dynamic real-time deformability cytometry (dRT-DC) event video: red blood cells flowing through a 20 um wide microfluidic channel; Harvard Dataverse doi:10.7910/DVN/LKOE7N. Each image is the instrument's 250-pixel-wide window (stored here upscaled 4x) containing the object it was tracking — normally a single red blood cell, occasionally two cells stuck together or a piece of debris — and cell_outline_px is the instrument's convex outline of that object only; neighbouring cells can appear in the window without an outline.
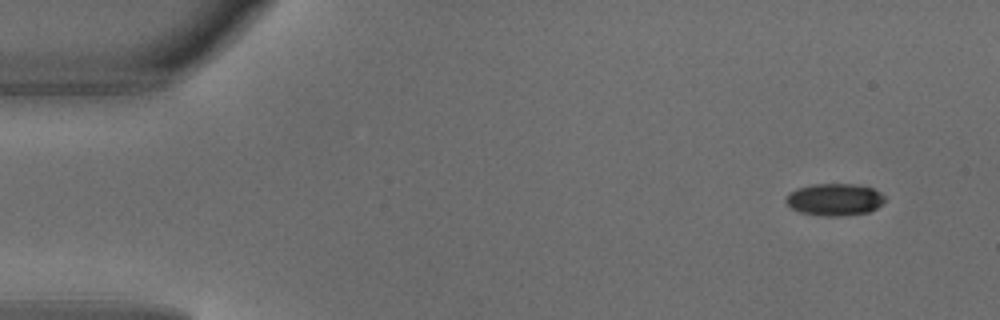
{"species": "common noctule bat (a hibernating species)", "species_latin": "Nyctalus noctula", "temperature_condition": "warm", "stored_images_in_passage": 5, "segment_of_instrument_passage": [2, 2], "camera_frame_rate_fps": 3000, "um_per_image_px": 0.085, "animal": {"sex": "male", "body_mass_g": 18.8}, "frame": {"image": 1, "passage_image": 5, "time_ms": 1.333, "image_size_px": [1000, 320], "cell_outline_px": [[884, 200], [876, 208], [868, 212], [840, 216], [824, 216], [800, 212], [792, 208], [784, 200], [788, 192], [796, 188], [812, 184], [852, 184], [872, 188], [880, 192], [884, 196]], "centroid_in_image_um": [70.89, 16.95], "position_along_channel_um": 14.1, "area_um2": 18.44}}